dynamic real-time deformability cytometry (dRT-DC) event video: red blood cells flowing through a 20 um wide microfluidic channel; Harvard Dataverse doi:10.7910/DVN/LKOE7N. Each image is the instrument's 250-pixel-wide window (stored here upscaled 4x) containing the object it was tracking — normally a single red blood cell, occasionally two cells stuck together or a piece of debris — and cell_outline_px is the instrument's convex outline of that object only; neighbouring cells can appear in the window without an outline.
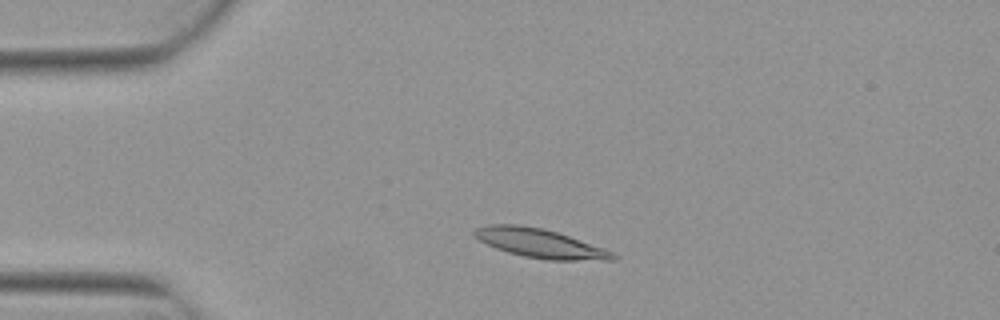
{"species": "Egyptian fruit bat (a non-hibernating species)", "species_latin": "Rousettus aegyptiacus", "temperature_condition": "warm", "stored_images_in_passage": 4, "camera_frame_rate_fps": 3000, "um_per_image_px": 0.085, "animal": {"sex": "female"}, "frame": {"image": 1, "passage_image": 2, "time_ms": 0.333, "image_size_px": [1000, 320], "cell_outline_px": [[620, 256], [616, 260], [548, 260], [524, 256], [508, 252], [496, 248], [472, 236], [472, 232], [476, 228], [488, 224], [520, 224], [544, 228], [604, 248]], "centroid_in_image_um": [45.89, 20.67], "position_along_channel_um": 39.1, "area_um2": 23.41}}
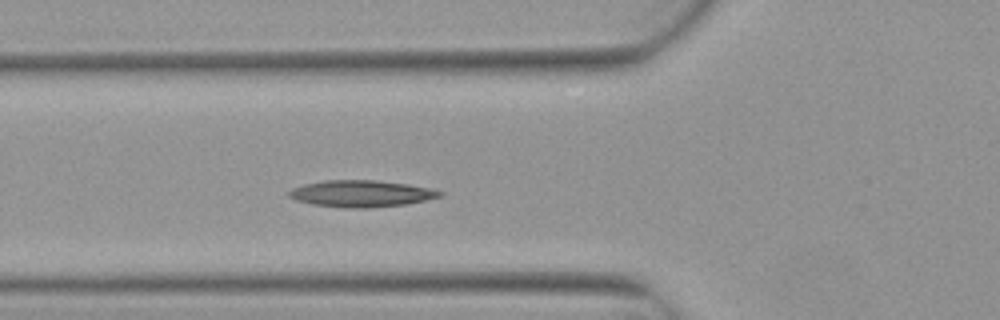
{"frame": {"image": 2, "passage_image": 4, "time_ms": 1.0, "image_size_px": [1000, 320], "cell_outline_px": [[444, 196], [404, 204], [368, 208], [344, 208], [312, 204], [296, 200], [288, 196], [288, 192], [292, 188], [304, 184], [324, 180], [376, 180], [408, 184], [428, 188], [444, 192]], "centroid_in_image_um": [30.68, 16.45], "position_along_channel_um": 95.1, "area_um2": 23.41}}